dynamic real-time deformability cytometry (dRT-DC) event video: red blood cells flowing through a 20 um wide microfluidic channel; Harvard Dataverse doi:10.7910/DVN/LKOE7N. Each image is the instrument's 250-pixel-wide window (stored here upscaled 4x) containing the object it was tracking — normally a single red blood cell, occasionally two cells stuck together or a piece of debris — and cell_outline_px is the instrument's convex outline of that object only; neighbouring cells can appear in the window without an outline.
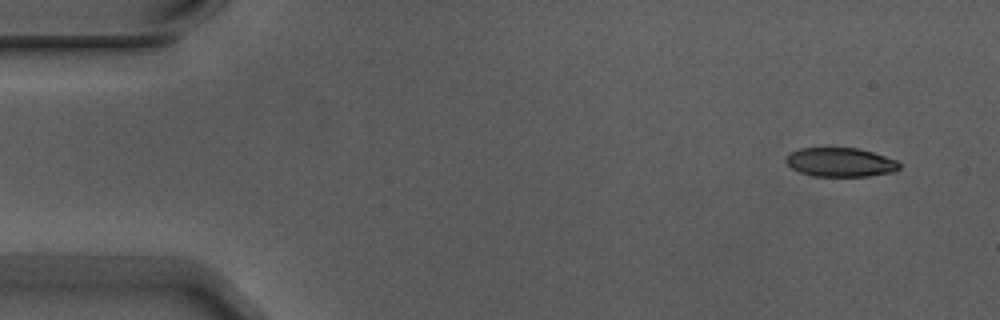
{"species": "Egyptian fruit bat (a non-hibernating species)", "species_latin": "Rousettus aegyptiacus", "temperature_condition": "warm", "stored_images_in_passage": 6, "camera_frame_rate_fps": 3000, "um_per_image_px": 0.085, "animal": {"sex": "male"}, "frame": {"image": 1, "passage_image": 1, "time_ms": 0.0, "image_size_px": [1000, 320], "cell_outline_px": [[900, 168], [896, 172], [868, 176], [812, 176], [800, 172], [792, 168], [784, 160], [784, 156], [788, 152], [800, 148], [860, 148], [896, 160], [900, 164]], "centroid_in_image_um": [71.41, 13.79], "position_along_channel_um": 13.6, "area_um2": 19.36}}
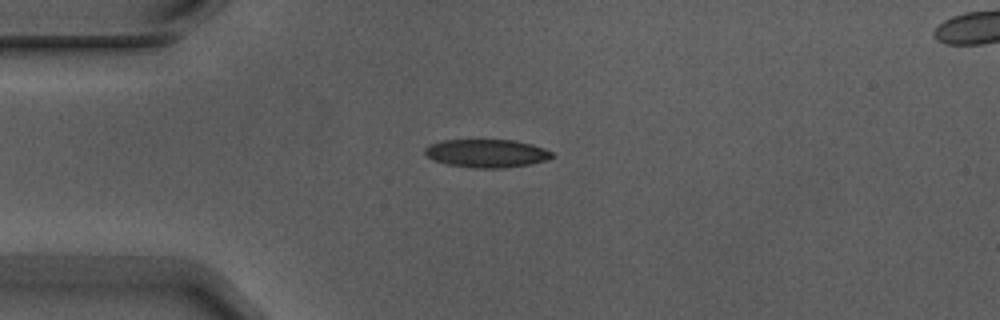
{"frame": {"image": 2, "passage_image": 4, "time_ms": 1.0, "image_size_px": [1000, 320], "cell_outline_px": [[552, 156], [548, 160], [528, 164], [504, 168], [476, 168], [448, 164], [432, 160], [424, 152], [424, 148], [432, 144], [444, 140], [512, 140], [532, 144], [544, 148], [552, 152]], "centroid_in_image_um": [41.37, 13.03], "position_along_channel_um": 43.6, "area_um2": 20.69}}